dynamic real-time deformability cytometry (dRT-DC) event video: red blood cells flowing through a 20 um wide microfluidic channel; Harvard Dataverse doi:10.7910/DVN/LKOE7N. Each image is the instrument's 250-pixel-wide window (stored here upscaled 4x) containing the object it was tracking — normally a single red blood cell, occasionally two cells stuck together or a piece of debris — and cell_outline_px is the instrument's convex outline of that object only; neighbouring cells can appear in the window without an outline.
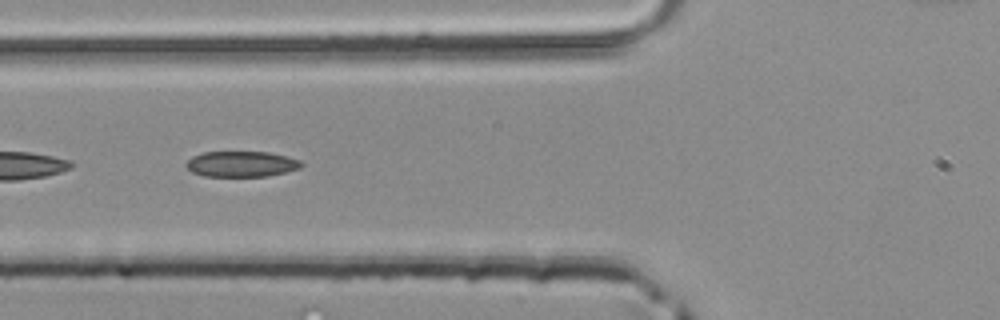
{"species": "common noctule bat (a hibernating species)", "species_latin": "Nyctalus noctula", "temperature_condition": "room temperature", "stored_images_in_passage": 5, "camera_frame_rate_fps": 3000, "um_per_image_px": 0.085, "animal": {"sex": "male", "body_mass_g": 20.4}, "frame": {"image": 1, "passage_image": 5, "time_ms": 1.333, "image_size_px": [1000, 320], "cell_outline_px": [[304, 164], [300, 168], [288, 172], [268, 176], [204, 176], [192, 172], [184, 164], [192, 156], [204, 152], [268, 152], [300, 160]], "centroid_in_image_um": [20.52, 13.94], "position_along_channel_um": 105.3, "area_um2": 17.22}}